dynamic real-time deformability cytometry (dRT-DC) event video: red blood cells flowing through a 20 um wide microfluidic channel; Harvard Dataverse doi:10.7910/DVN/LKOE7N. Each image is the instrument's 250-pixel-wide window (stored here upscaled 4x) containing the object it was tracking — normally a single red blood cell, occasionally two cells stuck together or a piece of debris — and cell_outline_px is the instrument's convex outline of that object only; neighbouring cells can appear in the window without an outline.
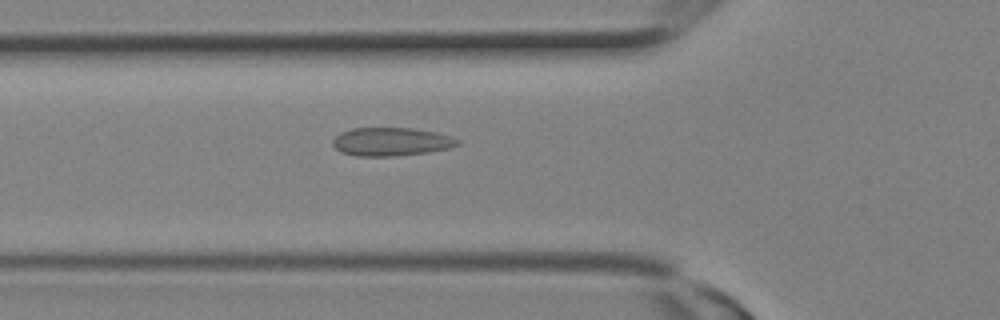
{"species": "Egyptian fruit bat (a non-hibernating species)", "species_latin": "Rousettus aegyptiacus", "temperature_condition": "room temperature", "stored_images_in_passage": 3, "camera_frame_rate_fps": 3000, "um_per_image_px": 0.085, "animal": {"sex": "female"}, "frame": {"image": 1, "passage_image": 3, "time_ms": 0.667, "image_size_px": [1000, 320], "cell_outline_px": [[460, 144], [448, 148], [428, 152], [392, 156], [356, 156], [340, 152], [332, 144], [332, 140], [340, 132], [352, 128], [412, 128], [436, 132], [452, 136], [460, 140]], "centroid_in_image_um": [33.24, 12.04], "position_along_channel_um": 92.6, "area_um2": 20.69}}